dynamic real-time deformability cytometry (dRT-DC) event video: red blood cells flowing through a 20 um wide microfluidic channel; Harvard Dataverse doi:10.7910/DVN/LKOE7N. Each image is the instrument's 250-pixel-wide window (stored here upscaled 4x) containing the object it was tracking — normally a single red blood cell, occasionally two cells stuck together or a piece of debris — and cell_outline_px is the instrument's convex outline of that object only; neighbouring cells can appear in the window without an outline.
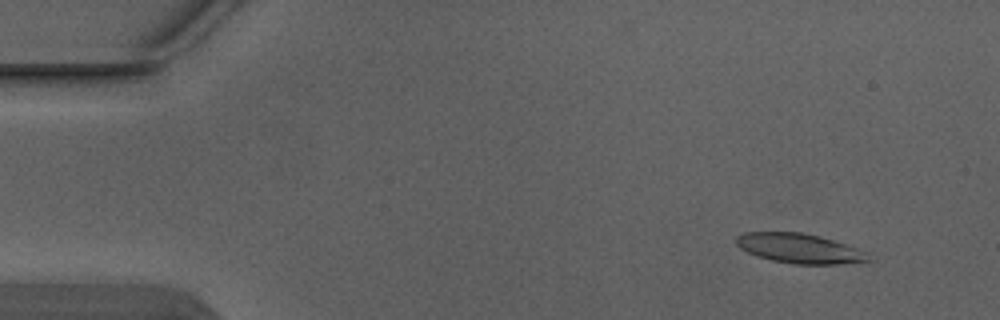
{"species": "Egyptian fruit bat (a non-hibernating species)", "species_latin": "Rousettus aegyptiacus", "temperature_condition": "warm", "stored_images_in_passage": 7, "camera_frame_rate_fps": 3000, "um_per_image_px": 0.085, "animal": {"sex": "male"}, "frame": {"image": 1, "passage_image": 1, "time_ms": 0.0, "image_size_px": [1000, 320], "cell_outline_px": [[872, 260], [836, 264], [792, 264], [772, 260], [756, 256], [740, 248], [736, 244], [736, 236], [744, 232], [800, 232], [820, 236], [868, 252]], "centroid_in_image_um": [67.93, 21.11], "position_along_channel_um": 17.1, "area_um2": 22.77}}
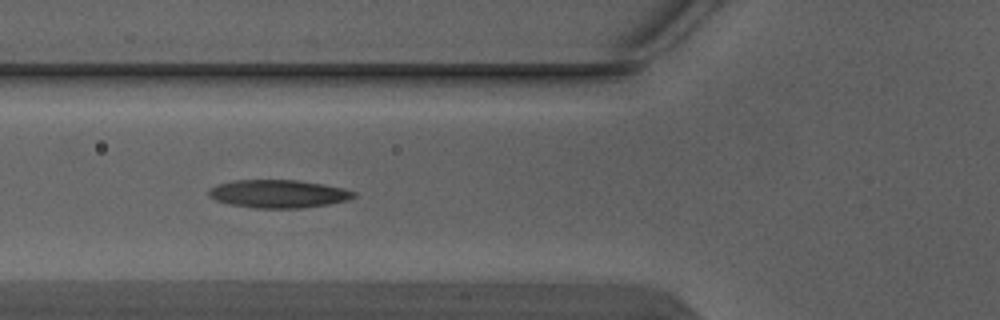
{"frame": {"image": 2, "passage_image": 5, "time_ms": 1.333, "image_size_px": [1000, 320], "cell_outline_px": [[356, 196], [348, 200], [328, 204], [300, 208], [252, 208], [232, 204], [216, 200], [208, 196], [208, 188], [220, 184], [236, 180], [300, 180], [324, 184], [344, 188], [356, 192]], "centroid_in_image_um": [23.69, 16.47], "position_along_channel_um": 102.1, "area_um2": 23.7}}
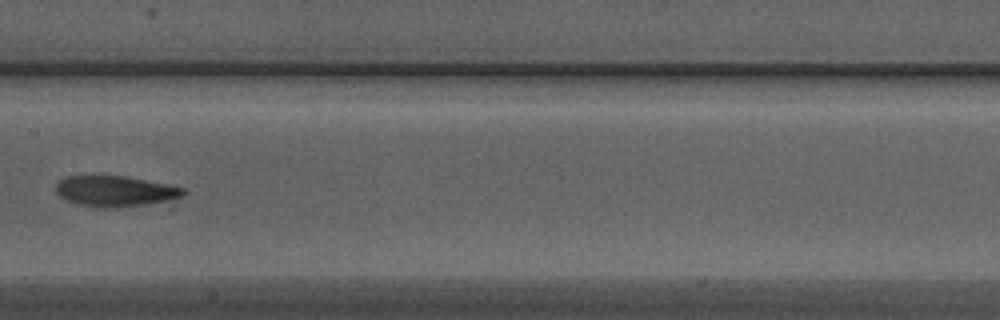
{"frame": {"image": 3, "passage_image": 7, "time_ms": 2.0, "image_size_px": [1000, 320], "cell_outline_px": [[188, 192], [180, 196], [164, 200], [144, 204], [108, 208], [96, 208], [76, 204], [64, 200], [56, 192], [56, 184], [64, 176], [124, 176], [168, 184], [184, 188]], "centroid_in_image_um": [9.71, 16.24], "position_along_channel_um": 197.7, "area_um2": 22.6}}